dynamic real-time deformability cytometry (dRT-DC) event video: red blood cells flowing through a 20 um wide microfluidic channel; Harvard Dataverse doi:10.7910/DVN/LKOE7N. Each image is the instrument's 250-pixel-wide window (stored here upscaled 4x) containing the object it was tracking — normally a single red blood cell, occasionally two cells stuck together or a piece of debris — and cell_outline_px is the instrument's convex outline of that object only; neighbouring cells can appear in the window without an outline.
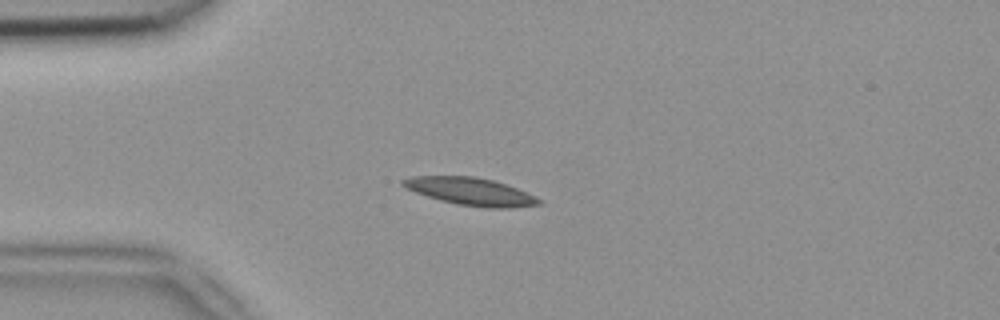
{"species": "common noctule bat (a hibernating species)", "species_latin": "Nyctalus noctula", "temperature_condition": "room temperature", "stored_images_in_passage": 35, "camera_frame_rate_fps": 3000, "um_per_image_px": 0.085, "animal": {"sex": "female", "body_mass_g": 18.4}, "frame": {"image": 1, "passage_image": 1, "time_ms": 0.0, "image_size_px": [1000, 320], "cell_outline_px": [[540, 204], [508, 208], [488, 208], [456, 204], [440, 200], [404, 188], [400, 184], [400, 180], [412, 176], [476, 176], [492, 180], [516, 188], [540, 200]], "centroid_in_image_um": [39.91, 16.27], "position_along_channel_um": 45.1, "area_um2": 21.56}}
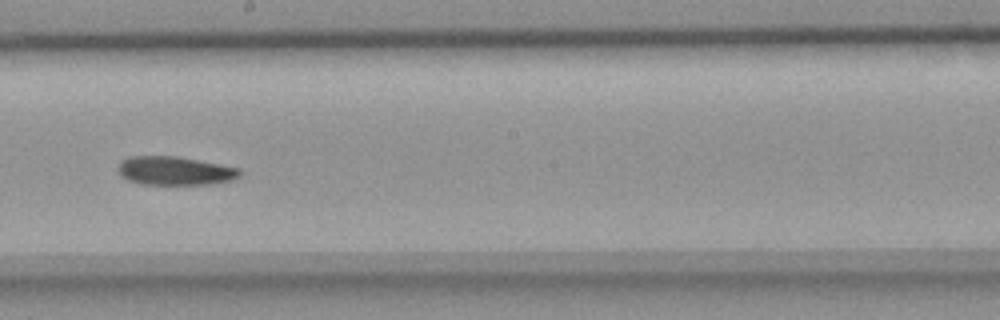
{"frame": {"image": 2, "passage_image": 17, "time_ms": 5.333, "image_size_px": [1000, 320], "cell_outline_px": [[240, 176], [232, 180], [208, 184], [144, 184], [128, 180], [120, 176], [116, 168], [120, 160], [128, 156], [176, 156], [220, 164], [240, 168]], "centroid_in_image_um": [14.81, 14.51], "position_along_channel_um": 233.4, "area_um2": 20.4}}
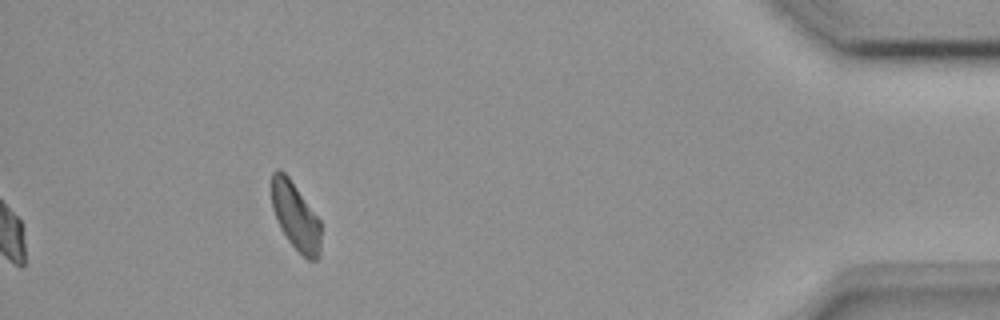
{"frame": {"image": 3, "passage_image": 35, "time_ms": 11.333, "image_size_px": [1000, 320], "cell_outline_px": [[320, 256], [316, 260], [308, 260], [288, 240], [280, 228], [272, 208], [272, 172], [276, 168], [280, 168], [288, 176], [320, 220]], "centroid_in_image_um": [25.11, 18.37], "position_along_channel_um": 410.1, "area_um2": 19.25}, "authors_computed_cell_mechanics": {"area_um2": 20.6924, "velocity_mm_per_s": 3.8941, "shape_relaxation_time_tau1_ms": 9.8066, "shape_relaxation_time_tau2_ms": null, "deformation_change_tau1": 0.1378, "deformation_change_tau2": null}}